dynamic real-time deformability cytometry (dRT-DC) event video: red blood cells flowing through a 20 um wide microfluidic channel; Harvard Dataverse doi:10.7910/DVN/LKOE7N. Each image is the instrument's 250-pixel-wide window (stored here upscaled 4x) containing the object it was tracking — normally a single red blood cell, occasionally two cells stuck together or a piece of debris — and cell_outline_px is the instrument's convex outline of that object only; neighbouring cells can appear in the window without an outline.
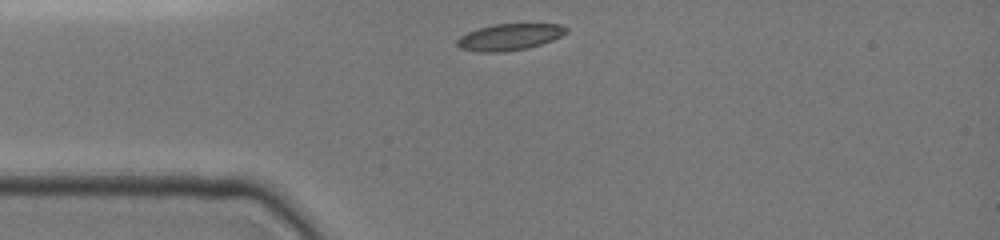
{"species": "common noctule bat (a hibernating species)", "species_latin": "Nyctalus noctula", "temperature_condition": "cold", "stored_images_in_passage": 2, "camera_frame_rate_fps": 3000, "um_per_image_px": 0.085, "animal": {"sex": "female", "body_mass_g": 19.0, "forearm_length_mm": 51.5}, "frame": {"image": 1, "passage_image": 1, "time_ms": 0.0, "image_size_px": [1000, 240], "cell_outline_px": [[568, 32], [552, 40], [528, 48], [504, 52], [480, 52], [460, 48], [456, 44], [456, 40], [460, 36], [468, 32], [492, 24], [560, 24], [568, 28]], "centroid_in_image_um": [43.3, 3.14], "position_along_channel_um": 41.7, "area_um2": 16.82}}